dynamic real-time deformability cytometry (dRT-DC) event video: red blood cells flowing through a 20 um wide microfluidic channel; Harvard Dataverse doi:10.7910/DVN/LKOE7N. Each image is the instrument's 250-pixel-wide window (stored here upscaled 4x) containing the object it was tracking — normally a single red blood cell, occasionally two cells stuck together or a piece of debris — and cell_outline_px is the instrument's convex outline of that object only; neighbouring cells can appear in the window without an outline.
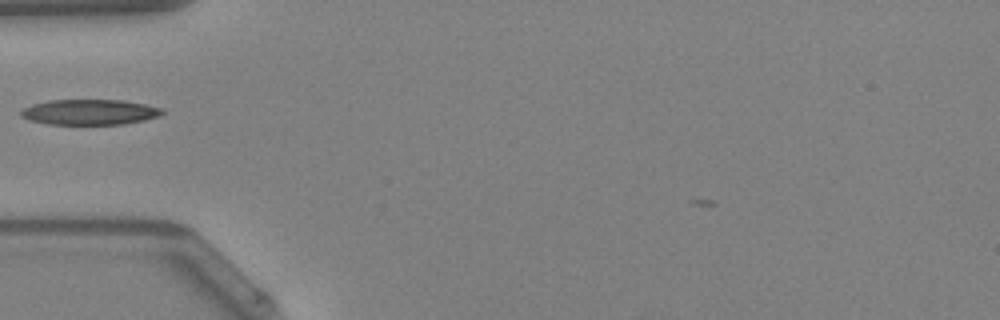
{"species": "Egyptian fruit bat (a non-hibernating species)", "species_latin": "Rousettus aegyptiacus", "temperature_condition": "warm", "stored_images_in_passage": 31, "camera_frame_rate_fps": 3000, "um_per_image_px": 0.085, "animal": {"sex": "female"}, "frame": {"image": 1, "passage_image": 2, "time_ms": 0.333, "image_size_px": [1000, 320], "cell_outline_px": [[164, 112], [156, 116], [144, 120], [124, 124], [48, 124], [28, 120], [20, 116], [20, 112], [24, 108], [32, 104], [48, 100], [124, 100], [164, 108]], "centroid_in_image_um": [7.6, 9.52], "position_along_channel_um": 77.4, "area_um2": 20.92}}